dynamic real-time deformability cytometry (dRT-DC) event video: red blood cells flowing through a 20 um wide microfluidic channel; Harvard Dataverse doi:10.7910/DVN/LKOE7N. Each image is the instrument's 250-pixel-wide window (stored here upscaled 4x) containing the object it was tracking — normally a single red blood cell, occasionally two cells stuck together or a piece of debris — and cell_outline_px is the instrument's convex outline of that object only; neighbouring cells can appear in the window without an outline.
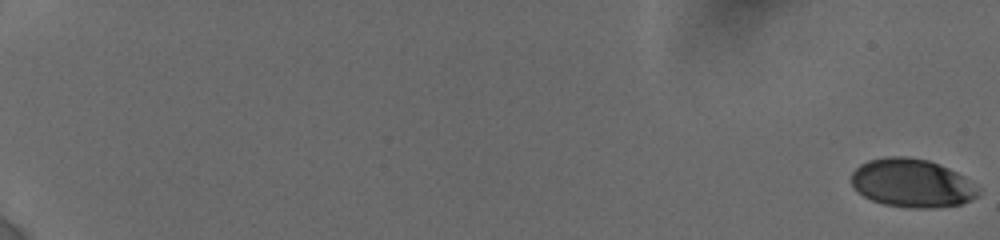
{"species": "human", "species_latin": "Homo sapiens", "temperature_condition": "cold", "stored_images_in_passage": 16, "camera_frame_rate_fps": 3000, "um_per_image_px": 0.085, "donor": {"sex": "female"}, "frame": {"image": 1, "passage_image": 1, "time_ms": 0.0, "image_size_px": [1000, 240], "cell_outline_px": [[980, 196], [972, 200], [960, 204], [932, 208], [912, 208], [884, 204], [872, 200], [864, 196], [852, 184], [852, 172], [860, 164], [868, 160], [884, 156], [908, 156], [928, 160], [948, 168], [964, 176], [980, 192]], "centroid_in_image_um": [77.52, 15.56], "position_along_channel_um": 7.5, "area_um2": 35.72}}